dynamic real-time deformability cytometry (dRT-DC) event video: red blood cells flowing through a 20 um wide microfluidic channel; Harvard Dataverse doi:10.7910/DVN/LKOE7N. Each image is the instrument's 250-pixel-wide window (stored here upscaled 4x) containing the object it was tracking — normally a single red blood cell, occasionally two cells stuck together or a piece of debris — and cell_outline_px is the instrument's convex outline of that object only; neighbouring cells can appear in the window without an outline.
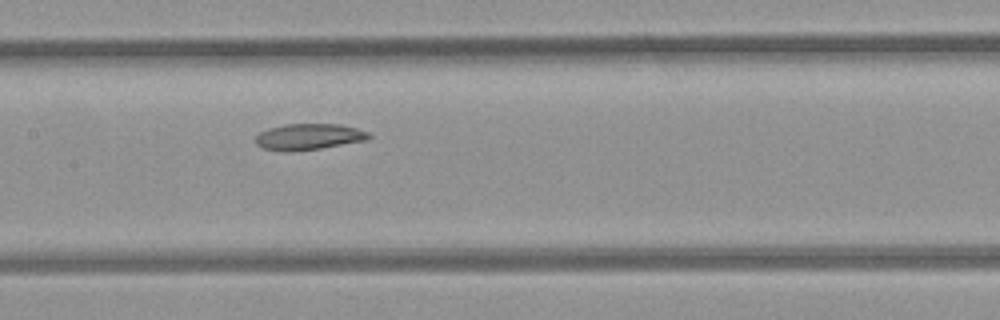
{"species": "common noctule bat (a hibernating species)", "species_latin": "Nyctalus noctula", "temperature_condition": "room temperature", "stored_images_in_passage": 6, "camera_frame_rate_fps": 3000, "um_per_image_px": 0.085, "animal": {"sex": "female", "body_mass_g": 21.9}, "frame": {"image": 1, "passage_image": 6, "time_ms": 6.667, "image_size_px": [1000, 320], "cell_outline_px": [[372, 136], [368, 140], [320, 148], [292, 152], [284, 152], [264, 148], [256, 144], [256, 136], [260, 132], [268, 128], [284, 124], [340, 124], [356, 128], [368, 132]], "centroid_in_image_um": [26.24, 11.62], "position_along_channel_um": 181.2, "area_um2": 17.34}}